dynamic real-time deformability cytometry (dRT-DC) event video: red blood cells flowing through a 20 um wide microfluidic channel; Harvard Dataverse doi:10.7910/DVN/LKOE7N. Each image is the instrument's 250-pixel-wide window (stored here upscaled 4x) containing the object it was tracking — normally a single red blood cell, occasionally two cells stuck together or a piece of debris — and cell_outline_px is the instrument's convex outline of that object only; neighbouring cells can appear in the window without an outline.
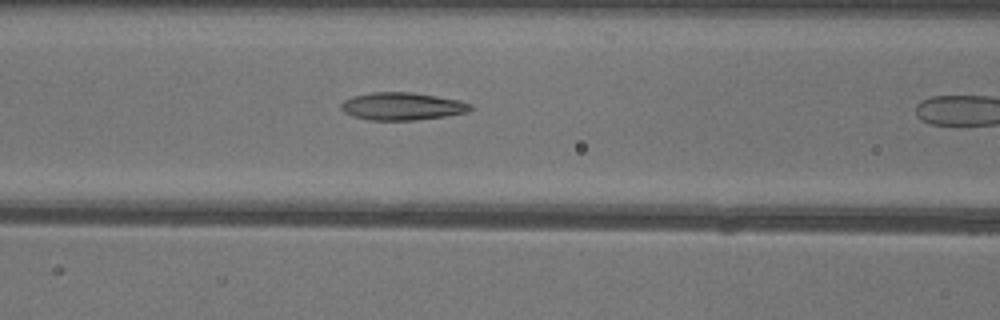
{"species": "common noctule bat (a hibernating species)", "species_latin": "Nyctalus noctula", "temperature_condition": "warm", "stored_images_in_passage": 10, "camera_frame_rate_fps": 3000, "um_per_image_px": 0.085, "animal": {"sex": "female"}, "frame": {"image": 1, "passage_image": 9, "time_ms": 2.667, "image_size_px": [1000, 320], "cell_outline_px": [[472, 108], [468, 112], [444, 116], [416, 120], [368, 120], [352, 116], [344, 112], [340, 108], [340, 104], [344, 100], [352, 96], [372, 92], [412, 92], [460, 100], [472, 104]], "centroid_in_image_um": [34.16, 9.03], "position_along_channel_um": 132.4, "area_um2": 20.92}}